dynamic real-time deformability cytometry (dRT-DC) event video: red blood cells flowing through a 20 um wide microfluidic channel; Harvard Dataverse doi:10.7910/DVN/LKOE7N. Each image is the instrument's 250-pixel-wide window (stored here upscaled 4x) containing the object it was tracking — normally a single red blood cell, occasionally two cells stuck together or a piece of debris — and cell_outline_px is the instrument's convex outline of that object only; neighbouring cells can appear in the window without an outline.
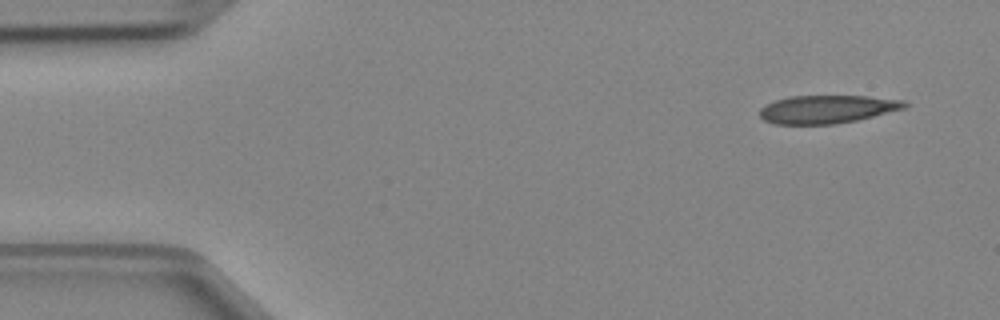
{"species": "Egyptian fruit bat (a non-hibernating species)", "species_latin": "Rousettus aegyptiacus", "temperature_condition": "cold", "stored_images_in_passage": 3, "camera_frame_rate_fps": 3000, "um_per_image_px": 0.085, "animal": {"sex": "female"}, "frame": {"image": 1, "passage_image": 1, "time_ms": 0.0, "image_size_px": [1000, 320], "cell_outline_px": [[908, 104], [904, 108], [856, 120], [836, 124], [776, 124], [764, 120], [760, 116], [760, 108], [776, 100], [788, 96], [868, 96], [904, 100]], "centroid_in_image_um": [70.29, 9.28], "position_along_channel_um": 14.7, "area_um2": 23.52}}
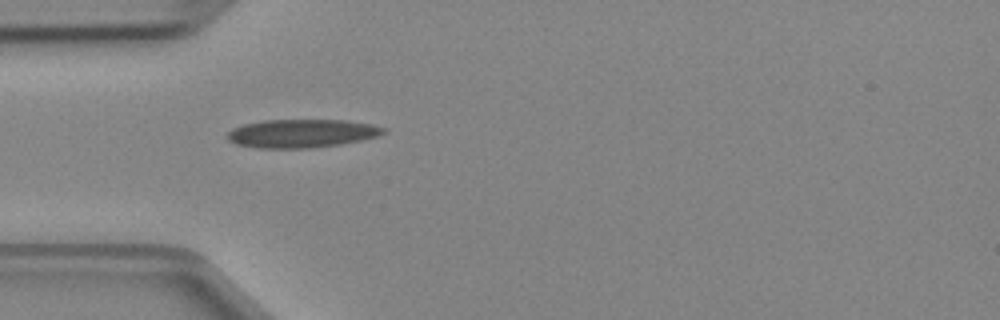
{"frame": {"image": 2, "passage_image": 3, "time_ms": 0.667, "image_size_px": [1000, 320], "cell_outline_px": [[388, 132], [380, 136], [340, 144], [308, 148], [256, 148], [236, 144], [228, 140], [228, 132], [232, 128], [244, 124], [264, 120], [348, 120], [372, 124], [388, 128]], "centroid_in_image_um": [25.7, 11.33], "position_along_channel_um": 59.3, "area_um2": 26.01}}